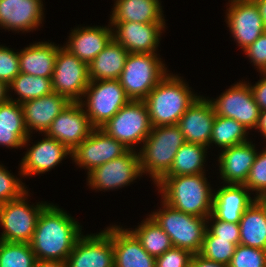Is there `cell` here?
Segmentation results:
<instances>
[{
  "label": "cell",
  "mask_w": 266,
  "mask_h": 267,
  "mask_svg": "<svg viewBox=\"0 0 266 267\" xmlns=\"http://www.w3.org/2000/svg\"><path fill=\"white\" fill-rule=\"evenodd\" d=\"M80 224L56 205L39 214L30 242L37 260L66 261L81 234Z\"/></svg>",
  "instance_id": "cell-1"
},
{
  "label": "cell",
  "mask_w": 266,
  "mask_h": 267,
  "mask_svg": "<svg viewBox=\"0 0 266 267\" xmlns=\"http://www.w3.org/2000/svg\"><path fill=\"white\" fill-rule=\"evenodd\" d=\"M156 184L163 201L173 208L203 218L212 214L214 193L204 173L163 176Z\"/></svg>",
  "instance_id": "cell-2"
},
{
  "label": "cell",
  "mask_w": 266,
  "mask_h": 267,
  "mask_svg": "<svg viewBox=\"0 0 266 267\" xmlns=\"http://www.w3.org/2000/svg\"><path fill=\"white\" fill-rule=\"evenodd\" d=\"M178 76L167 74L143 100L152 127L177 125L181 116L199 97Z\"/></svg>",
  "instance_id": "cell-3"
},
{
  "label": "cell",
  "mask_w": 266,
  "mask_h": 267,
  "mask_svg": "<svg viewBox=\"0 0 266 267\" xmlns=\"http://www.w3.org/2000/svg\"><path fill=\"white\" fill-rule=\"evenodd\" d=\"M184 143L183 133L177 125L152 127L138 153L142 174L149 173L156 184L169 171Z\"/></svg>",
  "instance_id": "cell-4"
},
{
  "label": "cell",
  "mask_w": 266,
  "mask_h": 267,
  "mask_svg": "<svg viewBox=\"0 0 266 267\" xmlns=\"http://www.w3.org/2000/svg\"><path fill=\"white\" fill-rule=\"evenodd\" d=\"M163 209L150 217L169 235L172 246L198 254L207 229V218L181 212L162 201ZM207 222V223H206Z\"/></svg>",
  "instance_id": "cell-5"
},
{
  "label": "cell",
  "mask_w": 266,
  "mask_h": 267,
  "mask_svg": "<svg viewBox=\"0 0 266 267\" xmlns=\"http://www.w3.org/2000/svg\"><path fill=\"white\" fill-rule=\"evenodd\" d=\"M157 53H129L119 77L130 100H144L168 74Z\"/></svg>",
  "instance_id": "cell-6"
},
{
  "label": "cell",
  "mask_w": 266,
  "mask_h": 267,
  "mask_svg": "<svg viewBox=\"0 0 266 267\" xmlns=\"http://www.w3.org/2000/svg\"><path fill=\"white\" fill-rule=\"evenodd\" d=\"M100 129L129 150H134L135 145L144 142L152 130L146 103L130 100Z\"/></svg>",
  "instance_id": "cell-7"
},
{
  "label": "cell",
  "mask_w": 266,
  "mask_h": 267,
  "mask_svg": "<svg viewBox=\"0 0 266 267\" xmlns=\"http://www.w3.org/2000/svg\"><path fill=\"white\" fill-rule=\"evenodd\" d=\"M83 96L87 100L80 104L86 105L84 111L94 128L103 126L130 101L119 80L114 79L90 81Z\"/></svg>",
  "instance_id": "cell-8"
},
{
  "label": "cell",
  "mask_w": 266,
  "mask_h": 267,
  "mask_svg": "<svg viewBox=\"0 0 266 267\" xmlns=\"http://www.w3.org/2000/svg\"><path fill=\"white\" fill-rule=\"evenodd\" d=\"M0 204V224L4 231L0 240L6 242L30 243L36 228L37 219L47 203L29 206L25 196Z\"/></svg>",
  "instance_id": "cell-9"
},
{
  "label": "cell",
  "mask_w": 266,
  "mask_h": 267,
  "mask_svg": "<svg viewBox=\"0 0 266 267\" xmlns=\"http://www.w3.org/2000/svg\"><path fill=\"white\" fill-rule=\"evenodd\" d=\"M51 79L55 93L67 97L71 102H80L90 82L88 65L61 46Z\"/></svg>",
  "instance_id": "cell-10"
},
{
  "label": "cell",
  "mask_w": 266,
  "mask_h": 267,
  "mask_svg": "<svg viewBox=\"0 0 266 267\" xmlns=\"http://www.w3.org/2000/svg\"><path fill=\"white\" fill-rule=\"evenodd\" d=\"M215 114L232 118L248 130L256 128L260 109L256 103L250 84L237 82L222 93L219 98L211 100Z\"/></svg>",
  "instance_id": "cell-11"
},
{
  "label": "cell",
  "mask_w": 266,
  "mask_h": 267,
  "mask_svg": "<svg viewBox=\"0 0 266 267\" xmlns=\"http://www.w3.org/2000/svg\"><path fill=\"white\" fill-rule=\"evenodd\" d=\"M129 149L121 142L107 135L102 129L94 128L79 144L71 157L79 167H86L88 173L113 159L126 154Z\"/></svg>",
  "instance_id": "cell-12"
},
{
  "label": "cell",
  "mask_w": 266,
  "mask_h": 267,
  "mask_svg": "<svg viewBox=\"0 0 266 267\" xmlns=\"http://www.w3.org/2000/svg\"><path fill=\"white\" fill-rule=\"evenodd\" d=\"M66 263L68 267H114L112 226L98 234L81 235Z\"/></svg>",
  "instance_id": "cell-13"
},
{
  "label": "cell",
  "mask_w": 266,
  "mask_h": 267,
  "mask_svg": "<svg viewBox=\"0 0 266 267\" xmlns=\"http://www.w3.org/2000/svg\"><path fill=\"white\" fill-rule=\"evenodd\" d=\"M142 176L139 154L129 150L123 156L113 159L88 173V184L93 189H117L124 187L138 176Z\"/></svg>",
  "instance_id": "cell-14"
},
{
  "label": "cell",
  "mask_w": 266,
  "mask_h": 267,
  "mask_svg": "<svg viewBox=\"0 0 266 267\" xmlns=\"http://www.w3.org/2000/svg\"><path fill=\"white\" fill-rule=\"evenodd\" d=\"M230 2L226 22L238 46L244 50L266 31V26L254 0Z\"/></svg>",
  "instance_id": "cell-15"
},
{
  "label": "cell",
  "mask_w": 266,
  "mask_h": 267,
  "mask_svg": "<svg viewBox=\"0 0 266 267\" xmlns=\"http://www.w3.org/2000/svg\"><path fill=\"white\" fill-rule=\"evenodd\" d=\"M93 129L80 102H71L52 121L45 134L56 139L72 152Z\"/></svg>",
  "instance_id": "cell-16"
},
{
  "label": "cell",
  "mask_w": 266,
  "mask_h": 267,
  "mask_svg": "<svg viewBox=\"0 0 266 267\" xmlns=\"http://www.w3.org/2000/svg\"><path fill=\"white\" fill-rule=\"evenodd\" d=\"M110 24L116 28H113V39L129 53H155L161 31L165 28V23L126 21Z\"/></svg>",
  "instance_id": "cell-17"
},
{
  "label": "cell",
  "mask_w": 266,
  "mask_h": 267,
  "mask_svg": "<svg viewBox=\"0 0 266 267\" xmlns=\"http://www.w3.org/2000/svg\"><path fill=\"white\" fill-rule=\"evenodd\" d=\"M215 116L211 100L199 96L177 123L185 142L209 147Z\"/></svg>",
  "instance_id": "cell-18"
},
{
  "label": "cell",
  "mask_w": 266,
  "mask_h": 267,
  "mask_svg": "<svg viewBox=\"0 0 266 267\" xmlns=\"http://www.w3.org/2000/svg\"><path fill=\"white\" fill-rule=\"evenodd\" d=\"M41 0H0V27L14 31H31L42 24Z\"/></svg>",
  "instance_id": "cell-19"
},
{
  "label": "cell",
  "mask_w": 266,
  "mask_h": 267,
  "mask_svg": "<svg viewBox=\"0 0 266 267\" xmlns=\"http://www.w3.org/2000/svg\"><path fill=\"white\" fill-rule=\"evenodd\" d=\"M43 140L33 145L22 158L20 174L24 176L48 172L72 152L54 138L45 136Z\"/></svg>",
  "instance_id": "cell-20"
},
{
  "label": "cell",
  "mask_w": 266,
  "mask_h": 267,
  "mask_svg": "<svg viewBox=\"0 0 266 267\" xmlns=\"http://www.w3.org/2000/svg\"><path fill=\"white\" fill-rule=\"evenodd\" d=\"M71 103V101L55 92L21 104L25 126L31 130L44 132L49 129L52 121Z\"/></svg>",
  "instance_id": "cell-21"
},
{
  "label": "cell",
  "mask_w": 266,
  "mask_h": 267,
  "mask_svg": "<svg viewBox=\"0 0 266 267\" xmlns=\"http://www.w3.org/2000/svg\"><path fill=\"white\" fill-rule=\"evenodd\" d=\"M252 142H245L222 150L219 156L220 175L226 184L244 185L257 155Z\"/></svg>",
  "instance_id": "cell-22"
},
{
  "label": "cell",
  "mask_w": 266,
  "mask_h": 267,
  "mask_svg": "<svg viewBox=\"0 0 266 267\" xmlns=\"http://www.w3.org/2000/svg\"><path fill=\"white\" fill-rule=\"evenodd\" d=\"M112 242L114 267H155L156 258L145 251L130 230L113 225Z\"/></svg>",
  "instance_id": "cell-23"
},
{
  "label": "cell",
  "mask_w": 266,
  "mask_h": 267,
  "mask_svg": "<svg viewBox=\"0 0 266 267\" xmlns=\"http://www.w3.org/2000/svg\"><path fill=\"white\" fill-rule=\"evenodd\" d=\"M109 27L76 28L63 48L88 65L113 39V29Z\"/></svg>",
  "instance_id": "cell-24"
},
{
  "label": "cell",
  "mask_w": 266,
  "mask_h": 267,
  "mask_svg": "<svg viewBox=\"0 0 266 267\" xmlns=\"http://www.w3.org/2000/svg\"><path fill=\"white\" fill-rule=\"evenodd\" d=\"M244 185L227 184L213 194L212 215L222 221L238 224L245 210L255 202Z\"/></svg>",
  "instance_id": "cell-25"
},
{
  "label": "cell",
  "mask_w": 266,
  "mask_h": 267,
  "mask_svg": "<svg viewBox=\"0 0 266 267\" xmlns=\"http://www.w3.org/2000/svg\"><path fill=\"white\" fill-rule=\"evenodd\" d=\"M30 135L25 126L21 104L12 100L2 103L0 105V145L7 148L24 147L30 141Z\"/></svg>",
  "instance_id": "cell-26"
},
{
  "label": "cell",
  "mask_w": 266,
  "mask_h": 267,
  "mask_svg": "<svg viewBox=\"0 0 266 267\" xmlns=\"http://www.w3.org/2000/svg\"><path fill=\"white\" fill-rule=\"evenodd\" d=\"M110 23H165L159 0H116Z\"/></svg>",
  "instance_id": "cell-27"
},
{
  "label": "cell",
  "mask_w": 266,
  "mask_h": 267,
  "mask_svg": "<svg viewBox=\"0 0 266 267\" xmlns=\"http://www.w3.org/2000/svg\"><path fill=\"white\" fill-rule=\"evenodd\" d=\"M59 48L51 42H38L21 49L19 53L20 73L52 78Z\"/></svg>",
  "instance_id": "cell-28"
},
{
  "label": "cell",
  "mask_w": 266,
  "mask_h": 267,
  "mask_svg": "<svg viewBox=\"0 0 266 267\" xmlns=\"http://www.w3.org/2000/svg\"><path fill=\"white\" fill-rule=\"evenodd\" d=\"M129 52L112 39L108 45L88 64L90 81L118 80Z\"/></svg>",
  "instance_id": "cell-29"
},
{
  "label": "cell",
  "mask_w": 266,
  "mask_h": 267,
  "mask_svg": "<svg viewBox=\"0 0 266 267\" xmlns=\"http://www.w3.org/2000/svg\"><path fill=\"white\" fill-rule=\"evenodd\" d=\"M238 224L241 245L266 250V217L256 202L245 210Z\"/></svg>",
  "instance_id": "cell-30"
},
{
  "label": "cell",
  "mask_w": 266,
  "mask_h": 267,
  "mask_svg": "<svg viewBox=\"0 0 266 267\" xmlns=\"http://www.w3.org/2000/svg\"><path fill=\"white\" fill-rule=\"evenodd\" d=\"M207 147L200 144L184 143L177 151L169 171L164 176H184L205 173Z\"/></svg>",
  "instance_id": "cell-31"
},
{
  "label": "cell",
  "mask_w": 266,
  "mask_h": 267,
  "mask_svg": "<svg viewBox=\"0 0 266 267\" xmlns=\"http://www.w3.org/2000/svg\"><path fill=\"white\" fill-rule=\"evenodd\" d=\"M141 242L142 247L155 258L171 249L169 235L149 216L135 230H130Z\"/></svg>",
  "instance_id": "cell-32"
},
{
  "label": "cell",
  "mask_w": 266,
  "mask_h": 267,
  "mask_svg": "<svg viewBox=\"0 0 266 267\" xmlns=\"http://www.w3.org/2000/svg\"><path fill=\"white\" fill-rule=\"evenodd\" d=\"M8 87V89H14L15 93L19 96L17 100H13L12 97L9 96V100L16 101L19 104L50 95L54 92L51 78L25 73H19Z\"/></svg>",
  "instance_id": "cell-33"
},
{
  "label": "cell",
  "mask_w": 266,
  "mask_h": 267,
  "mask_svg": "<svg viewBox=\"0 0 266 267\" xmlns=\"http://www.w3.org/2000/svg\"><path fill=\"white\" fill-rule=\"evenodd\" d=\"M247 130L245 126L232 118L216 115L209 146L214 143L225 149L245 143Z\"/></svg>",
  "instance_id": "cell-34"
},
{
  "label": "cell",
  "mask_w": 266,
  "mask_h": 267,
  "mask_svg": "<svg viewBox=\"0 0 266 267\" xmlns=\"http://www.w3.org/2000/svg\"><path fill=\"white\" fill-rule=\"evenodd\" d=\"M36 261L30 243L0 240V267H33Z\"/></svg>",
  "instance_id": "cell-35"
},
{
  "label": "cell",
  "mask_w": 266,
  "mask_h": 267,
  "mask_svg": "<svg viewBox=\"0 0 266 267\" xmlns=\"http://www.w3.org/2000/svg\"><path fill=\"white\" fill-rule=\"evenodd\" d=\"M236 246L231 240L219 239L206 229L202 247L198 254L205 259L228 266Z\"/></svg>",
  "instance_id": "cell-36"
},
{
  "label": "cell",
  "mask_w": 266,
  "mask_h": 267,
  "mask_svg": "<svg viewBox=\"0 0 266 267\" xmlns=\"http://www.w3.org/2000/svg\"><path fill=\"white\" fill-rule=\"evenodd\" d=\"M228 267H266V250L239 244Z\"/></svg>",
  "instance_id": "cell-37"
},
{
  "label": "cell",
  "mask_w": 266,
  "mask_h": 267,
  "mask_svg": "<svg viewBox=\"0 0 266 267\" xmlns=\"http://www.w3.org/2000/svg\"><path fill=\"white\" fill-rule=\"evenodd\" d=\"M244 186L250 191H257V196L266 194V148L257 152Z\"/></svg>",
  "instance_id": "cell-38"
},
{
  "label": "cell",
  "mask_w": 266,
  "mask_h": 267,
  "mask_svg": "<svg viewBox=\"0 0 266 267\" xmlns=\"http://www.w3.org/2000/svg\"><path fill=\"white\" fill-rule=\"evenodd\" d=\"M14 177L0 165V204L17 199L27 192L21 180Z\"/></svg>",
  "instance_id": "cell-39"
},
{
  "label": "cell",
  "mask_w": 266,
  "mask_h": 267,
  "mask_svg": "<svg viewBox=\"0 0 266 267\" xmlns=\"http://www.w3.org/2000/svg\"><path fill=\"white\" fill-rule=\"evenodd\" d=\"M20 73L19 52L0 46V80L8 85Z\"/></svg>",
  "instance_id": "cell-40"
},
{
  "label": "cell",
  "mask_w": 266,
  "mask_h": 267,
  "mask_svg": "<svg viewBox=\"0 0 266 267\" xmlns=\"http://www.w3.org/2000/svg\"><path fill=\"white\" fill-rule=\"evenodd\" d=\"M193 255L188 250L172 247L156 257L155 267H190Z\"/></svg>",
  "instance_id": "cell-41"
},
{
  "label": "cell",
  "mask_w": 266,
  "mask_h": 267,
  "mask_svg": "<svg viewBox=\"0 0 266 267\" xmlns=\"http://www.w3.org/2000/svg\"><path fill=\"white\" fill-rule=\"evenodd\" d=\"M211 218L213 225L211 227L207 226V230L214 236L219 237V239L231 240L232 243L239 245L240 244V229L239 224L230 223L222 220L216 219L212 214L207 218Z\"/></svg>",
  "instance_id": "cell-42"
},
{
  "label": "cell",
  "mask_w": 266,
  "mask_h": 267,
  "mask_svg": "<svg viewBox=\"0 0 266 267\" xmlns=\"http://www.w3.org/2000/svg\"><path fill=\"white\" fill-rule=\"evenodd\" d=\"M244 52L260 72H266V31L244 49Z\"/></svg>",
  "instance_id": "cell-43"
},
{
  "label": "cell",
  "mask_w": 266,
  "mask_h": 267,
  "mask_svg": "<svg viewBox=\"0 0 266 267\" xmlns=\"http://www.w3.org/2000/svg\"><path fill=\"white\" fill-rule=\"evenodd\" d=\"M262 79L258 81L254 86L250 85L253 92L254 99L259 106L260 111L266 110V72L261 73Z\"/></svg>",
  "instance_id": "cell-44"
},
{
  "label": "cell",
  "mask_w": 266,
  "mask_h": 267,
  "mask_svg": "<svg viewBox=\"0 0 266 267\" xmlns=\"http://www.w3.org/2000/svg\"><path fill=\"white\" fill-rule=\"evenodd\" d=\"M190 267H228V266L205 259L199 254H194L190 263Z\"/></svg>",
  "instance_id": "cell-45"
},
{
  "label": "cell",
  "mask_w": 266,
  "mask_h": 267,
  "mask_svg": "<svg viewBox=\"0 0 266 267\" xmlns=\"http://www.w3.org/2000/svg\"><path fill=\"white\" fill-rule=\"evenodd\" d=\"M33 267H68L66 261L37 260Z\"/></svg>",
  "instance_id": "cell-46"
},
{
  "label": "cell",
  "mask_w": 266,
  "mask_h": 267,
  "mask_svg": "<svg viewBox=\"0 0 266 267\" xmlns=\"http://www.w3.org/2000/svg\"><path fill=\"white\" fill-rule=\"evenodd\" d=\"M256 129H259L260 133L266 138V110L260 111Z\"/></svg>",
  "instance_id": "cell-47"
},
{
  "label": "cell",
  "mask_w": 266,
  "mask_h": 267,
  "mask_svg": "<svg viewBox=\"0 0 266 267\" xmlns=\"http://www.w3.org/2000/svg\"><path fill=\"white\" fill-rule=\"evenodd\" d=\"M8 88V84L0 80V105L9 100V95H7V92H9Z\"/></svg>",
  "instance_id": "cell-48"
},
{
  "label": "cell",
  "mask_w": 266,
  "mask_h": 267,
  "mask_svg": "<svg viewBox=\"0 0 266 267\" xmlns=\"http://www.w3.org/2000/svg\"><path fill=\"white\" fill-rule=\"evenodd\" d=\"M258 5L260 15L263 18L264 24L266 26V0H254Z\"/></svg>",
  "instance_id": "cell-49"
},
{
  "label": "cell",
  "mask_w": 266,
  "mask_h": 267,
  "mask_svg": "<svg viewBox=\"0 0 266 267\" xmlns=\"http://www.w3.org/2000/svg\"><path fill=\"white\" fill-rule=\"evenodd\" d=\"M254 199L255 202L262 208L266 217V194L255 196Z\"/></svg>",
  "instance_id": "cell-50"
}]
</instances>
